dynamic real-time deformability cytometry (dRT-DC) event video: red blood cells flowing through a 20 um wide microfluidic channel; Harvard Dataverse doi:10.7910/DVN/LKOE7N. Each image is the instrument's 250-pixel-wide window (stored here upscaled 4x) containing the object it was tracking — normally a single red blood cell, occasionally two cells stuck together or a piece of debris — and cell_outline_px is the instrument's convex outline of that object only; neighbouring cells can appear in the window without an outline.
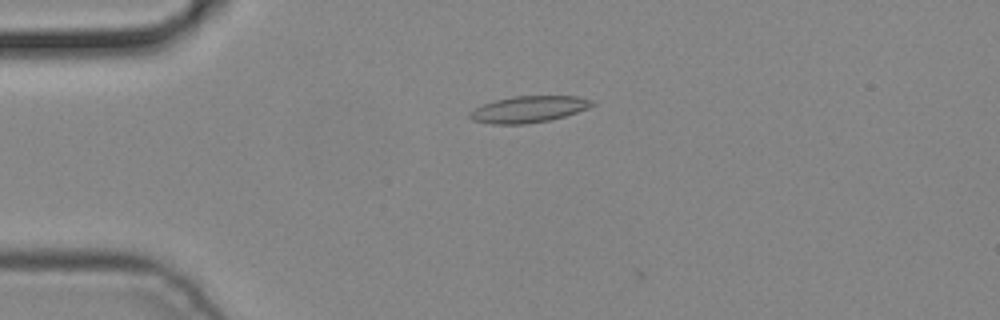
{"species": "common noctule bat (a hibernating species)", "species_latin": "Nyctalus noctula", "temperature_condition": "cold", "stored_images_in_passage": 5, "camera_frame_rate_fps": 3000, "um_per_image_px": 0.085, "animal": {"sex": "male", "body_mass_g": 19.2, "forearm_length_mm": 51.8}, "frame": {"image": 1, "passage_image": 4, "time_ms": 1.0, "image_size_px": [1000, 320], "cell_outline_px": [[596, 104], [588, 108], [552, 120], [528, 124], [492, 124], [472, 120], [468, 116], [468, 112], [484, 104], [496, 100], [512, 96], [576, 96], [596, 100]], "centroid_in_image_um": [44.96, 9.29], "position_along_channel_um": 40.0, "area_um2": 19.02}}